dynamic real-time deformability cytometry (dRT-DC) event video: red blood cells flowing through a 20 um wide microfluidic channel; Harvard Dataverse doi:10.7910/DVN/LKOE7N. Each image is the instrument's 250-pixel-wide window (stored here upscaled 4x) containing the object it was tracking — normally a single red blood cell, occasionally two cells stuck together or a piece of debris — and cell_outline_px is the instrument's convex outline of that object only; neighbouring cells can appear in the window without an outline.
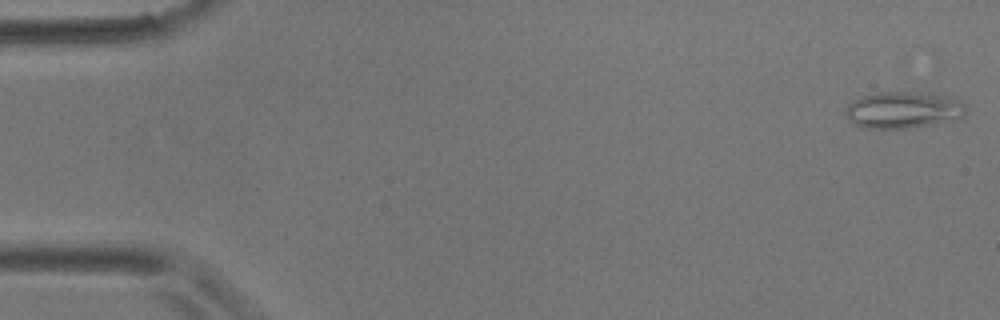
{"species": "common noctule bat (a hibernating species)", "species_latin": "Nyctalus noctula", "temperature_condition": "room temperature", "stored_images_in_passage": 4, "camera_frame_rate_fps": 3000, "um_per_image_px": 0.085, "animal": {"sex": "male", "body_mass_g": 17.9}, "frame": {"image": 1, "passage_image": 1, "time_ms": 0.0, "image_size_px": [1000, 320], "cell_outline_px": [[964, 116], [956, 120], [908, 128], [868, 128], [856, 124], [848, 116], [844, 108], [848, 104], [864, 96], [880, 92], [908, 92], [952, 96], [960, 100], [964, 104]], "centroid_in_image_um": [76.83, 9.34], "position_along_channel_um": 8.2, "area_um2": 25.32}}
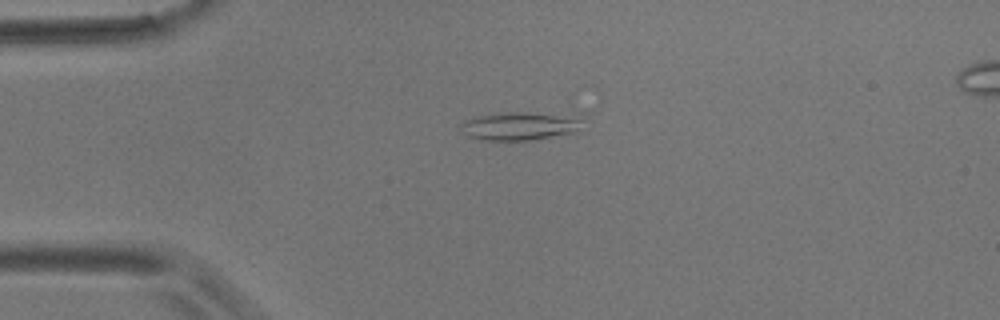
{"frame": {"image": 2, "passage_image": 2, "time_ms": 4.0, "image_size_px": [1000, 320], "cell_outline_px": [[592, 112], [580, 132], [528, 140], [484, 140], [468, 136], [460, 128], [460, 124], [464, 120], [480, 116], [500, 112]], "centroid_in_image_um": [44.55, 10.64], "position_along_channel_um": 40.5, "area_um2": 21.68}}
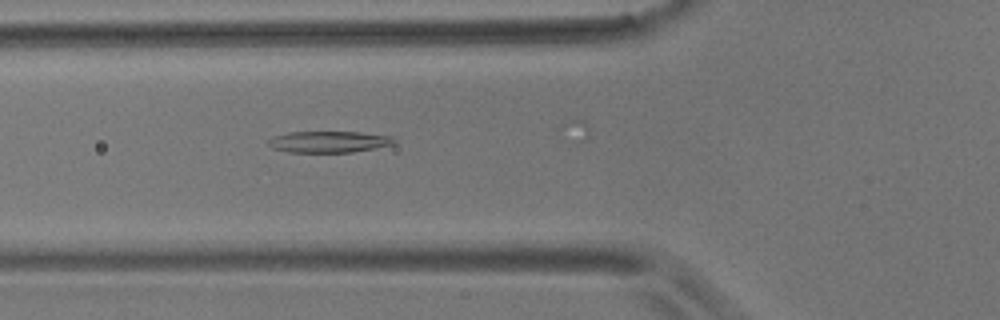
{"frame": {"image": 3, "passage_image": 4, "time_ms": 6.333, "image_size_px": [1000, 320], "cell_outline_px": [[396, 140], [392, 144], [352, 152], [288, 152], [272, 148], [268, 144], [268, 140], [272, 136], [288, 132], [360, 132], [392, 136]], "centroid_in_image_um": [27.9, 12.04], "position_along_channel_um": 97.9, "area_um2": 15.61}}